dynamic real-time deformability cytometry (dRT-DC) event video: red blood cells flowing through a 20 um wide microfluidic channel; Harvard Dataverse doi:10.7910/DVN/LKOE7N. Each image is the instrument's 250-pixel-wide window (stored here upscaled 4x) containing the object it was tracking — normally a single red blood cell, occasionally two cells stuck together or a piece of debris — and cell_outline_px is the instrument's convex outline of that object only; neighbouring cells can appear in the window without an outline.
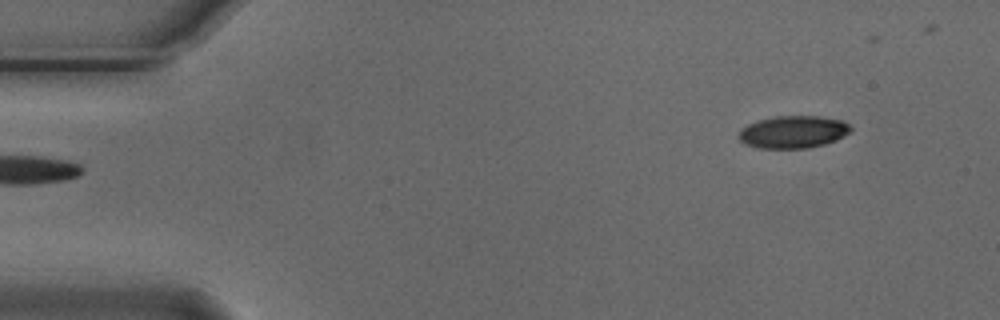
{"species": "Egyptian fruit bat (a non-hibernating species)", "species_latin": "Rousettus aegyptiacus", "temperature_condition": "cold", "stored_images_in_passage": 6, "segment_of_instrument_passage": [2, 2], "camera_frame_rate_fps": 3000, "um_per_image_px": 0.085, "animal": {"sex": "male"}, "frame": {"image": 1, "passage_image": 6, "time_ms": 1.667, "image_size_px": [1000, 320], "cell_outline_px": [[852, 128], [848, 132], [836, 140], [824, 144], [808, 148], [756, 148], [744, 144], [740, 140], [740, 132], [748, 124], [756, 120], [776, 116], [816, 116], [844, 120]], "centroid_in_image_um": [67.41, 11.21], "position_along_channel_um": 17.6, "area_um2": 21.04}}